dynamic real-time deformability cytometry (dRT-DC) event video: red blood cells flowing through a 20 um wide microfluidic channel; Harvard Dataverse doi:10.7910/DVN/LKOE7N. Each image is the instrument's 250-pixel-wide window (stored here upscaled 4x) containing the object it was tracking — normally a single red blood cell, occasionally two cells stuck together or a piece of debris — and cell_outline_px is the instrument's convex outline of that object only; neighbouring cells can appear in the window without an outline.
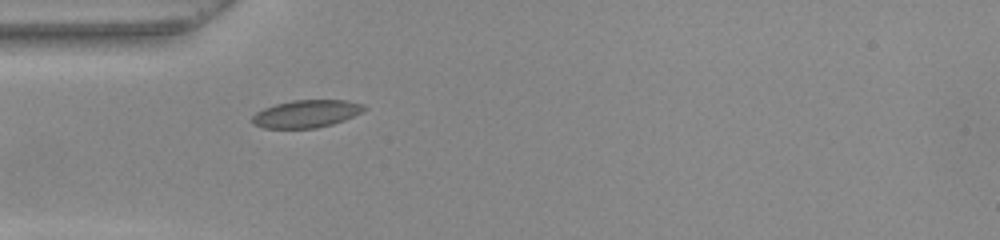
{"species": "common noctule bat (a hibernating species)", "species_latin": "Nyctalus noctula", "temperature_condition": "warm", "stored_images_in_passage": 37, "camera_frame_rate_fps": 3000, "um_per_image_px": 0.085, "animal": {"sex": "female", "body_mass_g": 22.0, "forearm_length_mm": 56.7}, "frame": {"image": 1, "passage_image": 1, "time_ms": 0.0, "image_size_px": [1000, 240], "cell_outline_px": [[368, 108], [344, 120], [332, 124], [316, 128], [264, 128], [252, 124], [252, 116], [256, 112], [264, 108], [276, 104], [292, 100], [344, 100], [364, 104]], "centroid_in_image_um": [26.02, 9.67], "position_along_channel_um": 59.0, "area_um2": 17.92}}
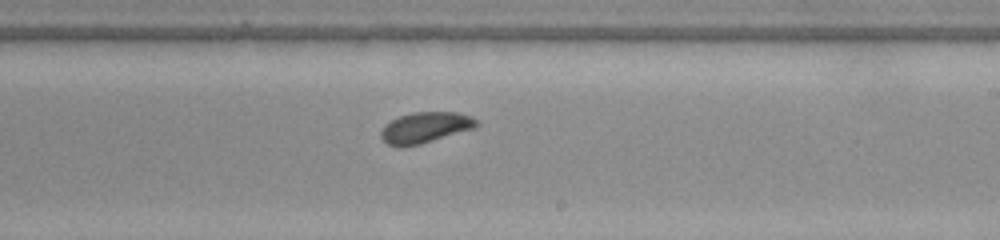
{"frame": {"image": 2, "passage_image": 16, "time_ms": 5.0, "image_size_px": [1000, 240], "cell_outline_px": [[480, 124], [476, 128], [420, 144], [388, 144], [380, 136], [380, 132], [384, 124], [400, 116], [412, 112], [456, 112], [472, 116], [480, 120]], "centroid_in_image_um": [36.23, 10.8], "position_along_channel_um": 252.8, "area_um2": 16.99}}
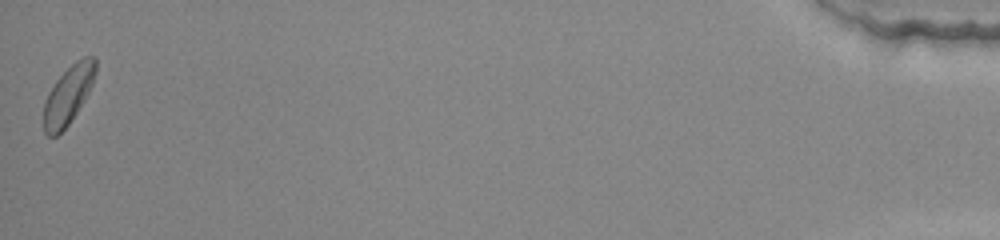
{"frame": {"image": 3, "passage_image": 37, "time_ms": 12.0, "image_size_px": [1000, 240], "cell_outline_px": [[96, 72], [92, 84], [84, 100], [68, 124], [56, 136], [48, 136], [44, 132], [44, 100], [48, 92], [56, 80], [76, 60], [84, 56], [96, 56]], "centroid_in_image_um": [5.8, 8.04], "position_along_channel_um": 429.4, "area_um2": 17.46}, "authors_computed_cell_mechanics": {"area_um2": 17.2244, "velocity_mm_per_s": 3.9403, "shape_relaxation_time_tau1_ms": 2.3197, "shape_relaxation_time_tau2_ms": null, "deformation_change_tau1": 0.0684, "deformation_change_tau2": null}}